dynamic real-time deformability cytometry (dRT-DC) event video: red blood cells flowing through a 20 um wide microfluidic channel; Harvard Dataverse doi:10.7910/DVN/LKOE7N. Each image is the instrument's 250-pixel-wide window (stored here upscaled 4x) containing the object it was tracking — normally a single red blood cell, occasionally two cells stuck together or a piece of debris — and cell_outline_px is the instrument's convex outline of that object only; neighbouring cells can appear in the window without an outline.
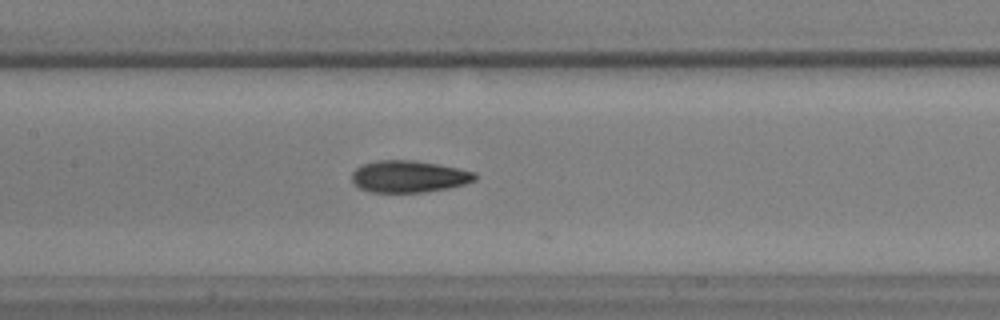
{"species": "common noctule bat (a hibernating species)", "species_latin": "Nyctalus noctula", "temperature_condition": "warm", "stored_images_in_passage": 10, "camera_frame_rate_fps": 3000, "um_per_image_px": 0.085, "animal": {"sex": "male", "body_mass_g": 17.9, "forearm_length_mm": 54.2}, "frame": {"image": 1, "passage_image": 8, "time_ms": 2.333, "image_size_px": [1000, 320], "cell_outline_px": [[476, 180], [464, 184], [448, 188], [424, 192], [372, 192], [360, 188], [352, 180], [352, 172], [356, 168], [364, 164], [376, 160], [412, 160], [436, 164], [476, 172]], "centroid_in_image_um": [34.75, 15.0], "position_along_channel_um": 172.7, "area_um2": 22.66}}